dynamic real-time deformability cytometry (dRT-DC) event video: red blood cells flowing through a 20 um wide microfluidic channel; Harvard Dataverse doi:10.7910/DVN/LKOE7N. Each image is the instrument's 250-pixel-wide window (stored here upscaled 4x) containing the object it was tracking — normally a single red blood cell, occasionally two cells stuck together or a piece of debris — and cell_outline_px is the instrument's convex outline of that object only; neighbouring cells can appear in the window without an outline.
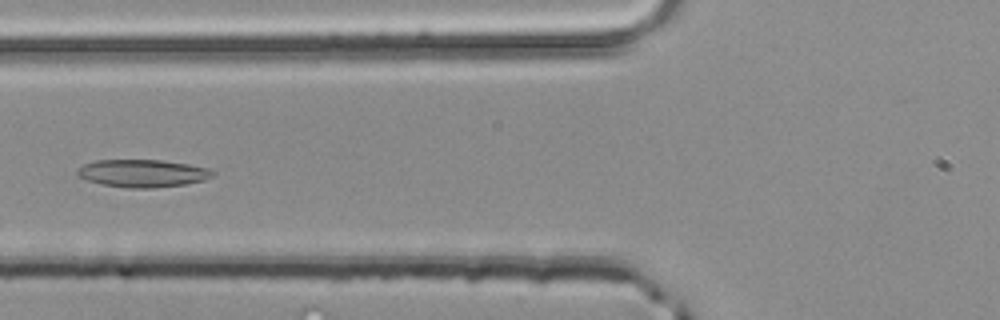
{"species": "common noctule bat (a hibernating species)", "species_latin": "Nyctalus noctula", "temperature_condition": "room temperature", "stored_images_in_passage": 43, "camera_frame_rate_fps": 3000, "um_per_image_px": 0.085, "animal": {"sex": "male", "body_mass_g": 20.4}, "frame": {"image": 1, "passage_image": 19, "time_ms": 6.0, "image_size_px": [1000, 320], "cell_outline_px": [[216, 176], [204, 180], [184, 184], [152, 188], [128, 188], [100, 184], [76, 176], [76, 172], [84, 164], [96, 160], [160, 160], [188, 164], [208, 168], [216, 172]], "centroid_in_image_um": [12.14, 14.73], "position_along_channel_um": 113.7, "area_um2": 21.85}}
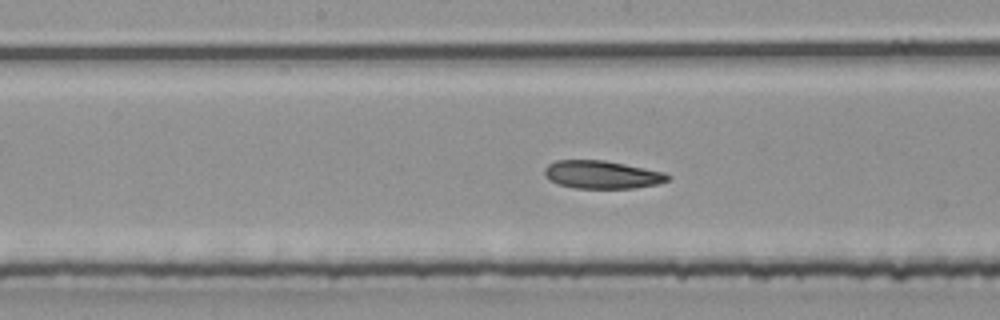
{"frame": {"image": 2, "passage_image": 25, "time_ms": 8.0, "image_size_px": [1000, 320], "cell_outline_px": [[672, 176], [668, 180], [656, 184], [632, 188], [572, 188], [556, 184], [548, 180], [544, 176], [544, 168], [548, 164], [556, 160], [604, 160], [664, 172]], "centroid_in_image_um": [51.1, 14.85], "position_along_channel_um": 197.1, "area_um2": 20.17}}
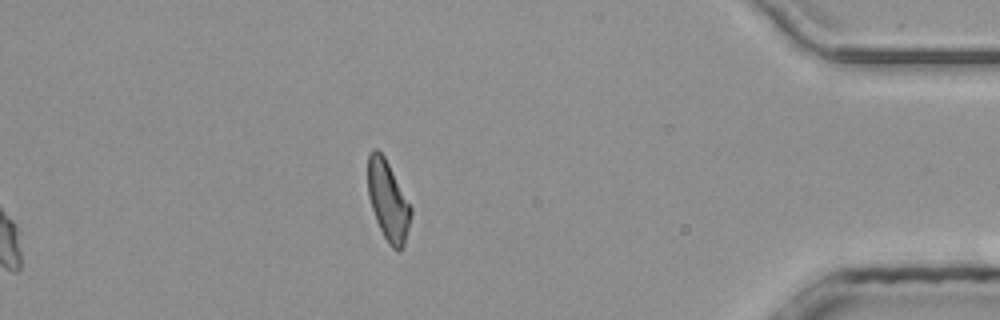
{"frame": {"image": 3, "passage_image": 43, "time_ms": 14.0, "image_size_px": [1000, 320], "cell_outline_px": [[412, 212], [404, 244], [400, 252], [396, 252], [388, 244], [376, 220], [368, 196], [368, 156], [372, 148], [376, 148], [384, 156], [412, 208]], "centroid_in_image_um": [32.98, 17.08], "position_along_channel_um": 402.2, "area_um2": 19.83}, "authors_computed_cell_mechanics": {"area_um2": 20.9814, "velocity_mm_per_s": 4.1536, "shape_relaxation_time_tau1_ms": null, "shape_relaxation_time_tau2_ms": 4.913, "deformation_change_tau1": null, "deformation_change_tau2": 0.1441}}